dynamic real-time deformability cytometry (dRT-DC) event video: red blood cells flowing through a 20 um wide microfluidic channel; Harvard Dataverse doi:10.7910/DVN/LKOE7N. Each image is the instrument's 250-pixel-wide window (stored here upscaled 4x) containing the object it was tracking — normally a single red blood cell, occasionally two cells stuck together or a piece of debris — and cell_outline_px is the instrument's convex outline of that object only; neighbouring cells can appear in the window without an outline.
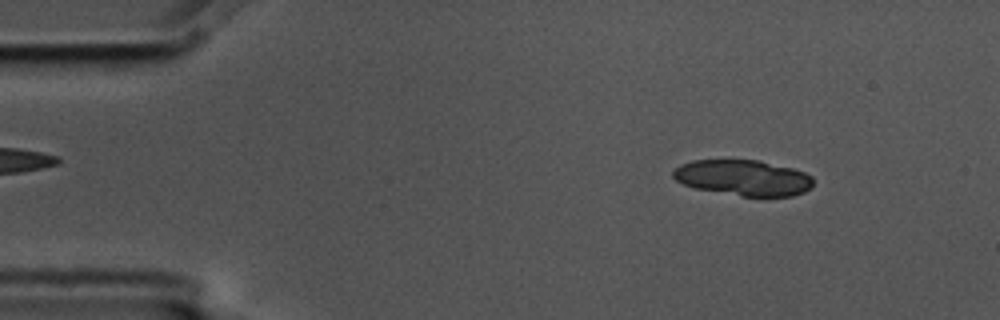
{"species": "common noctule bat (a hibernating species)", "species_latin": "Nyctalus noctula", "temperature_condition": "cold", "stored_images_in_passage": 4, "camera_frame_rate_fps": 3000, "um_per_image_px": 0.085, "animal": {"sex": "male", "body_mass_g": 17.5, "forearm_length_mm": 52.3}, "frame": {"image": 1, "passage_image": 1, "time_ms": 0.0, "image_size_px": [1000, 320], "cell_outline_px": [[812, 188], [804, 192], [792, 196], [740, 196], [696, 188], [684, 184], [676, 180], [672, 176], [672, 172], [680, 164], [692, 160], [760, 160], [792, 168], [804, 172], [812, 176]], "centroid_in_image_um": [63.19, 15.1], "position_along_channel_um": 21.8, "area_um2": 29.19}}